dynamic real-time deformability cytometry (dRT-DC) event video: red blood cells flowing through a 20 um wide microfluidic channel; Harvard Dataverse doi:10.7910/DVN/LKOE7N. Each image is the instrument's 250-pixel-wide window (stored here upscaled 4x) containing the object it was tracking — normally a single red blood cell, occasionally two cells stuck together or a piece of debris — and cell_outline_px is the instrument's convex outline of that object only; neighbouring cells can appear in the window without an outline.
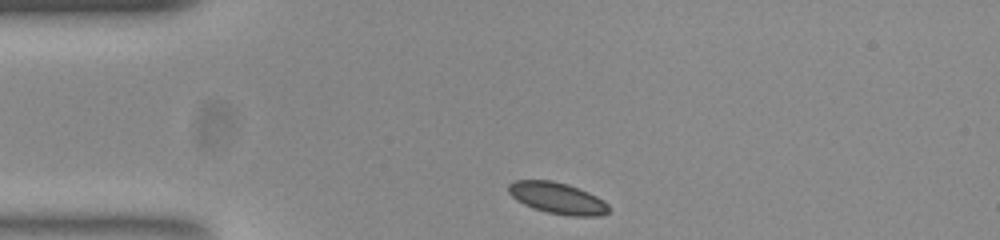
{"species": "common noctule bat (a hibernating species)", "species_latin": "Nyctalus noctula", "temperature_condition": "room temperature", "stored_images_in_passage": 35, "camera_frame_rate_fps": 3000, "um_per_image_px": 0.085, "animal": {"sex": "female", "body_mass_g": 23.0, "forearm_length_mm": 53.4}, "frame": {"image": 1, "passage_image": 1, "time_ms": 0.0, "image_size_px": [1000, 240], "cell_outline_px": [[608, 212], [600, 216], [568, 216], [548, 212], [532, 208], [516, 200], [508, 192], [508, 184], [516, 180], [552, 180], [568, 184], [588, 192], [604, 200], [608, 204]], "centroid_in_image_um": [47.37, 16.84], "position_along_channel_um": 37.6, "area_um2": 18.38}}
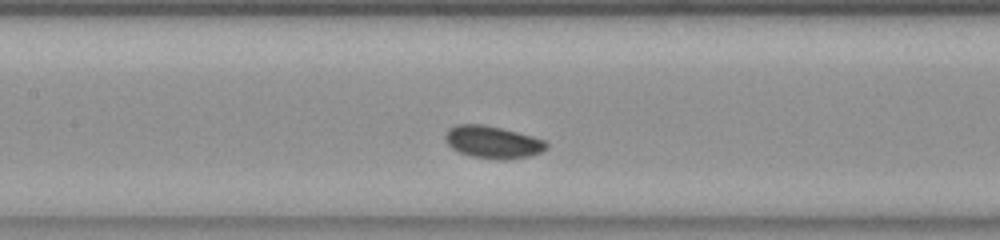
{"frame": {"image": 2, "passage_image": 14, "time_ms": 4.333, "image_size_px": [1000, 240], "cell_outline_px": [[548, 148], [540, 152], [528, 156], [504, 160], [500, 160], [472, 156], [460, 152], [452, 148], [444, 140], [444, 136], [448, 128], [456, 124], [484, 124], [532, 136], [544, 140], [548, 144]], "centroid_in_image_um": [41.85, 12.07], "position_along_channel_um": 165.5, "area_um2": 19.02}}
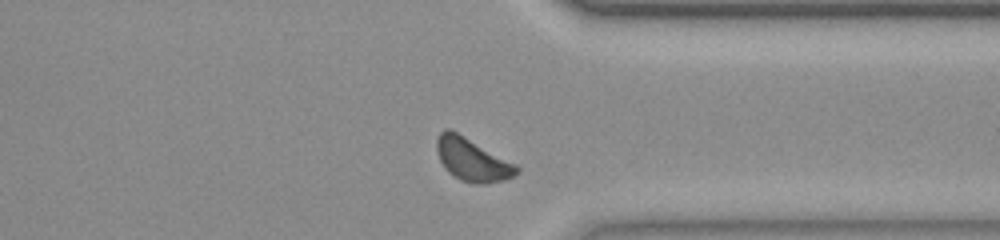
{"frame": {"image": 3, "passage_image": 31, "time_ms": 10.0, "image_size_px": [1000, 240], "cell_outline_px": [[520, 172], [504, 180], [484, 184], [476, 184], [460, 180], [448, 172], [444, 168], [440, 160], [436, 148], [436, 140], [440, 132], [444, 128], [448, 128], [456, 132], [516, 164], [520, 168]], "centroid_in_image_um": [40.13, 13.58], "position_along_channel_um": 371.3, "area_um2": 19.83}, "authors_computed_cell_mechanics": {"area_um2": 18.5538, "velocity_mm_per_s": 3.6832, "shape_relaxation_time_tau1_ms": 4.8319, "shape_relaxation_time_tau2_ms": 6.5229, "deformation_change_tau1": 0.0849, "deformation_change_tau2": 0.0748}}